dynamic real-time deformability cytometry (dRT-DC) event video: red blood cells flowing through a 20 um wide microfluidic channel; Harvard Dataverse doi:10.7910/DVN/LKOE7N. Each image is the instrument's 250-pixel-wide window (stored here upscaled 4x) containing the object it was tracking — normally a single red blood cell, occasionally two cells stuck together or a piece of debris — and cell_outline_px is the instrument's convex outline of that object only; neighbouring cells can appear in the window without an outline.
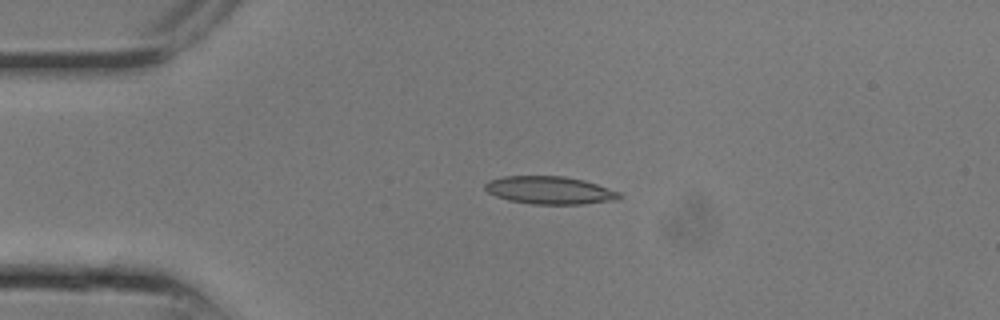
{"species": "common noctule bat (a hibernating species)", "species_latin": "Nyctalus noctula", "temperature_condition": "room temperature", "stored_images_in_passage": 9, "camera_frame_rate_fps": 3000, "um_per_image_px": 0.085, "animal": {"sex": "male", "body_mass_g": 13.3}, "frame": {"image": 1, "passage_image": 6, "time_ms": 1.667, "image_size_px": [1000, 320], "cell_outline_px": [[620, 196], [616, 200], [584, 204], [532, 204], [508, 200], [496, 196], [488, 192], [484, 188], [484, 184], [488, 180], [504, 176], [564, 176], [584, 180], [620, 192]], "centroid_in_image_um": [46.7, 16.17], "position_along_channel_um": 38.3, "area_um2": 21.73}}
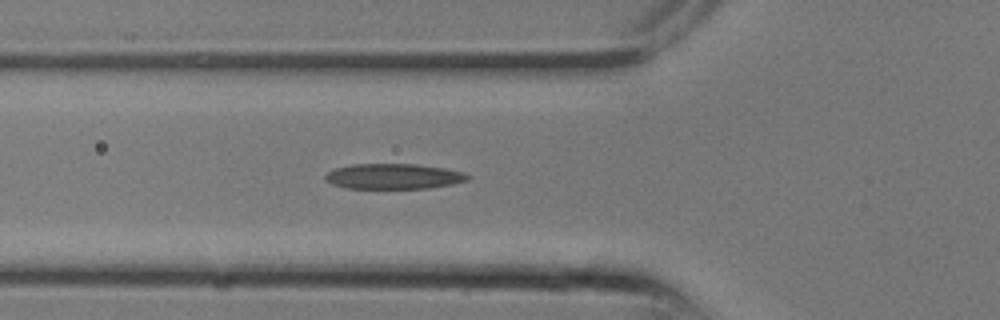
{"frame": {"image": 2, "passage_image": 9, "time_ms": 2.667, "image_size_px": [1000, 320], "cell_outline_px": [[468, 180], [452, 184], [428, 188], [344, 188], [332, 184], [324, 180], [324, 176], [328, 172], [336, 168], [352, 164], [416, 164], [444, 168], [464, 172], [468, 176]], "centroid_in_image_um": [33.42, 14.99], "position_along_channel_um": 92.4, "area_um2": 20.98}}